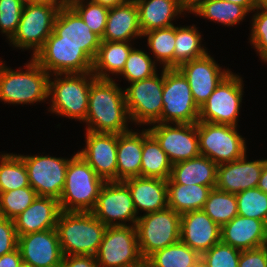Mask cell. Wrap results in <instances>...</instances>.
I'll return each mask as SVG.
<instances>
[{
	"mask_svg": "<svg viewBox=\"0 0 267 267\" xmlns=\"http://www.w3.org/2000/svg\"><path fill=\"white\" fill-rule=\"evenodd\" d=\"M113 79L95 78L90 86L85 122L88 131L121 134L130 131L131 122L124 90Z\"/></svg>",
	"mask_w": 267,
	"mask_h": 267,
	"instance_id": "obj_1",
	"label": "cell"
},
{
	"mask_svg": "<svg viewBox=\"0 0 267 267\" xmlns=\"http://www.w3.org/2000/svg\"><path fill=\"white\" fill-rule=\"evenodd\" d=\"M25 71L13 70L0 61V100L4 103L34 104L49 98L50 74L33 58Z\"/></svg>",
	"mask_w": 267,
	"mask_h": 267,
	"instance_id": "obj_2",
	"label": "cell"
},
{
	"mask_svg": "<svg viewBox=\"0 0 267 267\" xmlns=\"http://www.w3.org/2000/svg\"><path fill=\"white\" fill-rule=\"evenodd\" d=\"M106 229L107 226L91 212L61 211L56 224V231L64 256H95Z\"/></svg>",
	"mask_w": 267,
	"mask_h": 267,
	"instance_id": "obj_3",
	"label": "cell"
},
{
	"mask_svg": "<svg viewBox=\"0 0 267 267\" xmlns=\"http://www.w3.org/2000/svg\"><path fill=\"white\" fill-rule=\"evenodd\" d=\"M104 183L80 154L75 153L69 160L65 184L59 198L61 211L91 212Z\"/></svg>",
	"mask_w": 267,
	"mask_h": 267,
	"instance_id": "obj_4",
	"label": "cell"
},
{
	"mask_svg": "<svg viewBox=\"0 0 267 267\" xmlns=\"http://www.w3.org/2000/svg\"><path fill=\"white\" fill-rule=\"evenodd\" d=\"M95 78L92 72L50 75L51 105L48 111L57 116L85 122L90 86Z\"/></svg>",
	"mask_w": 267,
	"mask_h": 267,
	"instance_id": "obj_5",
	"label": "cell"
},
{
	"mask_svg": "<svg viewBox=\"0 0 267 267\" xmlns=\"http://www.w3.org/2000/svg\"><path fill=\"white\" fill-rule=\"evenodd\" d=\"M64 0H40L23 7L19 25L9 40L13 47L33 50L32 57L41 49L54 29V21Z\"/></svg>",
	"mask_w": 267,
	"mask_h": 267,
	"instance_id": "obj_6",
	"label": "cell"
},
{
	"mask_svg": "<svg viewBox=\"0 0 267 267\" xmlns=\"http://www.w3.org/2000/svg\"><path fill=\"white\" fill-rule=\"evenodd\" d=\"M135 226L144 260L157 250L180 241L181 215L169 207L140 215Z\"/></svg>",
	"mask_w": 267,
	"mask_h": 267,
	"instance_id": "obj_7",
	"label": "cell"
},
{
	"mask_svg": "<svg viewBox=\"0 0 267 267\" xmlns=\"http://www.w3.org/2000/svg\"><path fill=\"white\" fill-rule=\"evenodd\" d=\"M238 127L197 122L200 153L215 164L235 161L247 152L246 139L237 131Z\"/></svg>",
	"mask_w": 267,
	"mask_h": 267,
	"instance_id": "obj_8",
	"label": "cell"
},
{
	"mask_svg": "<svg viewBox=\"0 0 267 267\" xmlns=\"http://www.w3.org/2000/svg\"><path fill=\"white\" fill-rule=\"evenodd\" d=\"M95 258L99 267H142L136 226L107 227Z\"/></svg>",
	"mask_w": 267,
	"mask_h": 267,
	"instance_id": "obj_9",
	"label": "cell"
},
{
	"mask_svg": "<svg viewBox=\"0 0 267 267\" xmlns=\"http://www.w3.org/2000/svg\"><path fill=\"white\" fill-rule=\"evenodd\" d=\"M154 76L130 83L124 90L125 102L130 121L138 125L160 123L163 109L164 69L161 76Z\"/></svg>",
	"mask_w": 267,
	"mask_h": 267,
	"instance_id": "obj_10",
	"label": "cell"
},
{
	"mask_svg": "<svg viewBox=\"0 0 267 267\" xmlns=\"http://www.w3.org/2000/svg\"><path fill=\"white\" fill-rule=\"evenodd\" d=\"M243 86L242 78L231 71L199 107L198 121L237 127Z\"/></svg>",
	"mask_w": 267,
	"mask_h": 267,
	"instance_id": "obj_11",
	"label": "cell"
},
{
	"mask_svg": "<svg viewBox=\"0 0 267 267\" xmlns=\"http://www.w3.org/2000/svg\"><path fill=\"white\" fill-rule=\"evenodd\" d=\"M160 123H197L199 107L187 79L177 68L164 69Z\"/></svg>",
	"mask_w": 267,
	"mask_h": 267,
	"instance_id": "obj_12",
	"label": "cell"
},
{
	"mask_svg": "<svg viewBox=\"0 0 267 267\" xmlns=\"http://www.w3.org/2000/svg\"><path fill=\"white\" fill-rule=\"evenodd\" d=\"M91 213L107 227L136 225L139 217L130 190L123 181H106Z\"/></svg>",
	"mask_w": 267,
	"mask_h": 267,
	"instance_id": "obj_13",
	"label": "cell"
},
{
	"mask_svg": "<svg viewBox=\"0 0 267 267\" xmlns=\"http://www.w3.org/2000/svg\"><path fill=\"white\" fill-rule=\"evenodd\" d=\"M148 130L172 164L201 155L197 123H155Z\"/></svg>",
	"mask_w": 267,
	"mask_h": 267,
	"instance_id": "obj_14",
	"label": "cell"
},
{
	"mask_svg": "<svg viewBox=\"0 0 267 267\" xmlns=\"http://www.w3.org/2000/svg\"><path fill=\"white\" fill-rule=\"evenodd\" d=\"M19 155L26 166L29 185L36 191V194L59 200L70 159L40 154Z\"/></svg>",
	"mask_w": 267,
	"mask_h": 267,
	"instance_id": "obj_15",
	"label": "cell"
},
{
	"mask_svg": "<svg viewBox=\"0 0 267 267\" xmlns=\"http://www.w3.org/2000/svg\"><path fill=\"white\" fill-rule=\"evenodd\" d=\"M45 43L77 44L94 60L101 44V37L92 32L81 16L65 1L54 21V29Z\"/></svg>",
	"mask_w": 267,
	"mask_h": 267,
	"instance_id": "obj_16",
	"label": "cell"
},
{
	"mask_svg": "<svg viewBox=\"0 0 267 267\" xmlns=\"http://www.w3.org/2000/svg\"><path fill=\"white\" fill-rule=\"evenodd\" d=\"M32 58L50 75L90 73L93 68V60L71 43H44Z\"/></svg>",
	"mask_w": 267,
	"mask_h": 267,
	"instance_id": "obj_17",
	"label": "cell"
},
{
	"mask_svg": "<svg viewBox=\"0 0 267 267\" xmlns=\"http://www.w3.org/2000/svg\"><path fill=\"white\" fill-rule=\"evenodd\" d=\"M187 79L193 99L198 107L202 106L216 87L231 72L222 69L207 53L205 56L183 63L177 68Z\"/></svg>",
	"mask_w": 267,
	"mask_h": 267,
	"instance_id": "obj_18",
	"label": "cell"
},
{
	"mask_svg": "<svg viewBox=\"0 0 267 267\" xmlns=\"http://www.w3.org/2000/svg\"><path fill=\"white\" fill-rule=\"evenodd\" d=\"M85 131V148L77 153L105 182L117 181L118 134Z\"/></svg>",
	"mask_w": 267,
	"mask_h": 267,
	"instance_id": "obj_19",
	"label": "cell"
},
{
	"mask_svg": "<svg viewBox=\"0 0 267 267\" xmlns=\"http://www.w3.org/2000/svg\"><path fill=\"white\" fill-rule=\"evenodd\" d=\"M18 248L34 267H60L64 256L56 228L18 236Z\"/></svg>",
	"mask_w": 267,
	"mask_h": 267,
	"instance_id": "obj_20",
	"label": "cell"
},
{
	"mask_svg": "<svg viewBox=\"0 0 267 267\" xmlns=\"http://www.w3.org/2000/svg\"><path fill=\"white\" fill-rule=\"evenodd\" d=\"M265 159L247 160V155L217 167L216 188L231 194L256 188Z\"/></svg>",
	"mask_w": 267,
	"mask_h": 267,
	"instance_id": "obj_21",
	"label": "cell"
},
{
	"mask_svg": "<svg viewBox=\"0 0 267 267\" xmlns=\"http://www.w3.org/2000/svg\"><path fill=\"white\" fill-rule=\"evenodd\" d=\"M221 227L202 209L181 215L180 241L200 255L221 241Z\"/></svg>",
	"mask_w": 267,
	"mask_h": 267,
	"instance_id": "obj_22",
	"label": "cell"
},
{
	"mask_svg": "<svg viewBox=\"0 0 267 267\" xmlns=\"http://www.w3.org/2000/svg\"><path fill=\"white\" fill-rule=\"evenodd\" d=\"M221 242L245 251L267 245V225L258 219L235 216L221 226Z\"/></svg>",
	"mask_w": 267,
	"mask_h": 267,
	"instance_id": "obj_23",
	"label": "cell"
},
{
	"mask_svg": "<svg viewBox=\"0 0 267 267\" xmlns=\"http://www.w3.org/2000/svg\"><path fill=\"white\" fill-rule=\"evenodd\" d=\"M60 212L58 199L37 196L25 211L13 219L17 235L56 228Z\"/></svg>",
	"mask_w": 267,
	"mask_h": 267,
	"instance_id": "obj_24",
	"label": "cell"
},
{
	"mask_svg": "<svg viewBox=\"0 0 267 267\" xmlns=\"http://www.w3.org/2000/svg\"><path fill=\"white\" fill-rule=\"evenodd\" d=\"M129 188L138 215L163 210L168 207L167 180L150 177H131L123 181Z\"/></svg>",
	"mask_w": 267,
	"mask_h": 267,
	"instance_id": "obj_25",
	"label": "cell"
},
{
	"mask_svg": "<svg viewBox=\"0 0 267 267\" xmlns=\"http://www.w3.org/2000/svg\"><path fill=\"white\" fill-rule=\"evenodd\" d=\"M138 37H142V32L135 0L109 8L106 29L101 41L131 42Z\"/></svg>",
	"mask_w": 267,
	"mask_h": 267,
	"instance_id": "obj_26",
	"label": "cell"
},
{
	"mask_svg": "<svg viewBox=\"0 0 267 267\" xmlns=\"http://www.w3.org/2000/svg\"><path fill=\"white\" fill-rule=\"evenodd\" d=\"M217 167V164L203 155L172 164L167 184H196L209 186L211 189L215 188L217 183Z\"/></svg>",
	"mask_w": 267,
	"mask_h": 267,
	"instance_id": "obj_27",
	"label": "cell"
},
{
	"mask_svg": "<svg viewBox=\"0 0 267 267\" xmlns=\"http://www.w3.org/2000/svg\"><path fill=\"white\" fill-rule=\"evenodd\" d=\"M141 32L174 26L172 20L185 14L180 0H135ZM185 12V13H184Z\"/></svg>",
	"mask_w": 267,
	"mask_h": 267,
	"instance_id": "obj_28",
	"label": "cell"
},
{
	"mask_svg": "<svg viewBox=\"0 0 267 267\" xmlns=\"http://www.w3.org/2000/svg\"><path fill=\"white\" fill-rule=\"evenodd\" d=\"M142 131L133 129L118 134L117 141V181L141 176Z\"/></svg>",
	"mask_w": 267,
	"mask_h": 267,
	"instance_id": "obj_29",
	"label": "cell"
},
{
	"mask_svg": "<svg viewBox=\"0 0 267 267\" xmlns=\"http://www.w3.org/2000/svg\"><path fill=\"white\" fill-rule=\"evenodd\" d=\"M134 47L130 42L101 41L93 60L92 73L98 79H113L122 72L127 58Z\"/></svg>",
	"mask_w": 267,
	"mask_h": 267,
	"instance_id": "obj_30",
	"label": "cell"
},
{
	"mask_svg": "<svg viewBox=\"0 0 267 267\" xmlns=\"http://www.w3.org/2000/svg\"><path fill=\"white\" fill-rule=\"evenodd\" d=\"M172 163L148 129L142 130L141 177L168 180Z\"/></svg>",
	"mask_w": 267,
	"mask_h": 267,
	"instance_id": "obj_31",
	"label": "cell"
},
{
	"mask_svg": "<svg viewBox=\"0 0 267 267\" xmlns=\"http://www.w3.org/2000/svg\"><path fill=\"white\" fill-rule=\"evenodd\" d=\"M210 191L209 186L167 184L168 207L180 215L201 210Z\"/></svg>",
	"mask_w": 267,
	"mask_h": 267,
	"instance_id": "obj_32",
	"label": "cell"
},
{
	"mask_svg": "<svg viewBox=\"0 0 267 267\" xmlns=\"http://www.w3.org/2000/svg\"><path fill=\"white\" fill-rule=\"evenodd\" d=\"M201 255L181 241L157 250L146 260L147 267H200Z\"/></svg>",
	"mask_w": 267,
	"mask_h": 267,
	"instance_id": "obj_33",
	"label": "cell"
},
{
	"mask_svg": "<svg viewBox=\"0 0 267 267\" xmlns=\"http://www.w3.org/2000/svg\"><path fill=\"white\" fill-rule=\"evenodd\" d=\"M203 19H208L224 26L240 24L249 13L243 6L223 0H206L192 12Z\"/></svg>",
	"mask_w": 267,
	"mask_h": 267,
	"instance_id": "obj_34",
	"label": "cell"
},
{
	"mask_svg": "<svg viewBox=\"0 0 267 267\" xmlns=\"http://www.w3.org/2000/svg\"><path fill=\"white\" fill-rule=\"evenodd\" d=\"M197 29L195 25L175 26L174 68L208 53L207 48L201 44L202 34Z\"/></svg>",
	"mask_w": 267,
	"mask_h": 267,
	"instance_id": "obj_35",
	"label": "cell"
},
{
	"mask_svg": "<svg viewBox=\"0 0 267 267\" xmlns=\"http://www.w3.org/2000/svg\"><path fill=\"white\" fill-rule=\"evenodd\" d=\"M147 37V46L155 61H159L163 69L174 68L175 26L153 29L142 34ZM156 58V59H155Z\"/></svg>",
	"mask_w": 267,
	"mask_h": 267,
	"instance_id": "obj_36",
	"label": "cell"
},
{
	"mask_svg": "<svg viewBox=\"0 0 267 267\" xmlns=\"http://www.w3.org/2000/svg\"><path fill=\"white\" fill-rule=\"evenodd\" d=\"M28 186L27 169L20 155L0 154V193Z\"/></svg>",
	"mask_w": 267,
	"mask_h": 267,
	"instance_id": "obj_37",
	"label": "cell"
},
{
	"mask_svg": "<svg viewBox=\"0 0 267 267\" xmlns=\"http://www.w3.org/2000/svg\"><path fill=\"white\" fill-rule=\"evenodd\" d=\"M202 210L221 227L238 215L236 196L212 188Z\"/></svg>",
	"mask_w": 267,
	"mask_h": 267,
	"instance_id": "obj_38",
	"label": "cell"
},
{
	"mask_svg": "<svg viewBox=\"0 0 267 267\" xmlns=\"http://www.w3.org/2000/svg\"><path fill=\"white\" fill-rule=\"evenodd\" d=\"M155 63L157 64L154 59H151L147 52L133 48L119 75L123 76L128 83L147 79L158 73Z\"/></svg>",
	"mask_w": 267,
	"mask_h": 267,
	"instance_id": "obj_39",
	"label": "cell"
},
{
	"mask_svg": "<svg viewBox=\"0 0 267 267\" xmlns=\"http://www.w3.org/2000/svg\"><path fill=\"white\" fill-rule=\"evenodd\" d=\"M238 215L258 219L267 225V193L251 188L235 194Z\"/></svg>",
	"mask_w": 267,
	"mask_h": 267,
	"instance_id": "obj_40",
	"label": "cell"
},
{
	"mask_svg": "<svg viewBox=\"0 0 267 267\" xmlns=\"http://www.w3.org/2000/svg\"><path fill=\"white\" fill-rule=\"evenodd\" d=\"M81 16L88 28L101 38L104 35L109 8L89 0H66Z\"/></svg>",
	"mask_w": 267,
	"mask_h": 267,
	"instance_id": "obj_41",
	"label": "cell"
},
{
	"mask_svg": "<svg viewBox=\"0 0 267 267\" xmlns=\"http://www.w3.org/2000/svg\"><path fill=\"white\" fill-rule=\"evenodd\" d=\"M38 195L31 187L0 193V217L14 219L25 211Z\"/></svg>",
	"mask_w": 267,
	"mask_h": 267,
	"instance_id": "obj_42",
	"label": "cell"
},
{
	"mask_svg": "<svg viewBox=\"0 0 267 267\" xmlns=\"http://www.w3.org/2000/svg\"><path fill=\"white\" fill-rule=\"evenodd\" d=\"M241 251L218 242L201 254L200 267H238Z\"/></svg>",
	"mask_w": 267,
	"mask_h": 267,
	"instance_id": "obj_43",
	"label": "cell"
},
{
	"mask_svg": "<svg viewBox=\"0 0 267 267\" xmlns=\"http://www.w3.org/2000/svg\"><path fill=\"white\" fill-rule=\"evenodd\" d=\"M253 12L256 13L251 20L249 41L256 53H259L260 59L267 63V7H256Z\"/></svg>",
	"mask_w": 267,
	"mask_h": 267,
	"instance_id": "obj_44",
	"label": "cell"
},
{
	"mask_svg": "<svg viewBox=\"0 0 267 267\" xmlns=\"http://www.w3.org/2000/svg\"><path fill=\"white\" fill-rule=\"evenodd\" d=\"M23 7L19 0H0V30L8 41L17 30Z\"/></svg>",
	"mask_w": 267,
	"mask_h": 267,
	"instance_id": "obj_45",
	"label": "cell"
},
{
	"mask_svg": "<svg viewBox=\"0 0 267 267\" xmlns=\"http://www.w3.org/2000/svg\"><path fill=\"white\" fill-rule=\"evenodd\" d=\"M18 248V235L14 221L0 217V256Z\"/></svg>",
	"mask_w": 267,
	"mask_h": 267,
	"instance_id": "obj_46",
	"label": "cell"
},
{
	"mask_svg": "<svg viewBox=\"0 0 267 267\" xmlns=\"http://www.w3.org/2000/svg\"><path fill=\"white\" fill-rule=\"evenodd\" d=\"M238 267H267V245L241 251Z\"/></svg>",
	"mask_w": 267,
	"mask_h": 267,
	"instance_id": "obj_47",
	"label": "cell"
},
{
	"mask_svg": "<svg viewBox=\"0 0 267 267\" xmlns=\"http://www.w3.org/2000/svg\"><path fill=\"white\" fill-rule=\"evenodd\" d=\"M60 267H99L93 255L63 256Z\"/></svg>",
	"mask_w": 267,
	"mask_h": 267,
	"instance_id": "obj_48",
	"label": "cell"
},
{
	"mask_svg": "<svg viewBox=\"0 0 267 267\" xmlns=\"http://www.w3.org/2000/svg\"><path fill=\"white\" fill-rule=\"evenodd\" d=\"M21 262L22 257L19 248L0 256V267H19Z\"/></svg>",
	"mask_w": 267,
	"mask_h": 267,
	"instance_id": "obj_49",
	"label": "cell"
},
{
	"mask_svg": "<svg viewBox=\"0 0 267 267\" xmlns=\"http://www.w3.org/2000/svg\"><path fill=\"white\" fill-rule=\"evenodd\" d=\"M257 188L267 193V159L264 161V166L261 171L260 179L257 184Z\"/></svg>",
	"mask_w": 267,
	"mask_h": 267,
	"instance_id": "obj_50",
	"label": "cell"
},
{
	"mask_svg": "<svg viewBox=\"0 0 267 267\" xmlns=\"http://www.w3.org/2000/svg\"><path fill=\"white\" fill-rule=\"evenodd\" d=\"M89 1L96 3V4H100L108 8H112V7L126 4L130 0H89Z\"/></svg>",
	"mask_w": 267,
	"mask_h": 267,
	"instance_id": "obj_51",
	"label": "cell"
},
{
	"mask_svg": "<svg viewBox=\"0 0 267 267\" xmlns=\"http://www.w3.org/2000/svg\"><path fill=\"white\" fill-rule=\"evenodd\" d=\"M206 0H180V3L187 13H191L195 8H197L202 2Z\"/></svg>",
	"mask_w": 267,
	"mask_h": 267,
	"instance_id": "obj_52",
	"label": "cell"
},
{
	"mask_svg": "<svg viewBox=\"0 0 267 267\" xmlns=\"http://www.w3.org/2000/svg\"><path fill=\"white\" fill-rule=\"evenodd\" d=\"M223 1H228L231 3H235L238 5L243 6L249 13L253 12L256 6L254 5L252 0H223Z\"/></svg>",
	"mask_w": 267,
	"mask_h": 267,
	"instance_id": "obj_53",
	"label": "cell"
},
{
	"mask_svg": "<svg viewBox=\"0 0 267 267\" xmlns=\"http://www.w3.org/2000/svg\"><path fill=\"white\" fill-rule=\"evenodd\" d=\"M256 7H267V0H252Z\"/></svg>",
	"mask_w": 267,
	"mask_h": 267,
	"instance_id": "obj_54",
	"label": "cell"
},
{
	"mask_svg": "<svg viewBox=\"0 0 267 267\" xmlns=\"http://www.w3.org/2000/svg\"><path fill=\"white\" fill-rule=\"evenodd\" d=\"M22 4L26 5V4H31V3H35L38 2L40 0H19Z\"/></svg>",
	"mask_w": 267,
	"mask_h": 267,
	"instance_id": "obj_55",
	"label": "cell"
},
{
	"mask_svg": "<svg viewBox=\"0 0 267 267\" xmlns=\"http://www.w3.org/2000/svg\"><path fill=\"white\" fill-rule=\"evenodd\" d=\"M19 267H34L31 264L25 263V262H21V264L19 265Z\"/></svg>",
	"mask_w": 267,
	"mask_h": 267,
	"instance_id": "obj_56",
	"label": "cell"
}]
</instances>
